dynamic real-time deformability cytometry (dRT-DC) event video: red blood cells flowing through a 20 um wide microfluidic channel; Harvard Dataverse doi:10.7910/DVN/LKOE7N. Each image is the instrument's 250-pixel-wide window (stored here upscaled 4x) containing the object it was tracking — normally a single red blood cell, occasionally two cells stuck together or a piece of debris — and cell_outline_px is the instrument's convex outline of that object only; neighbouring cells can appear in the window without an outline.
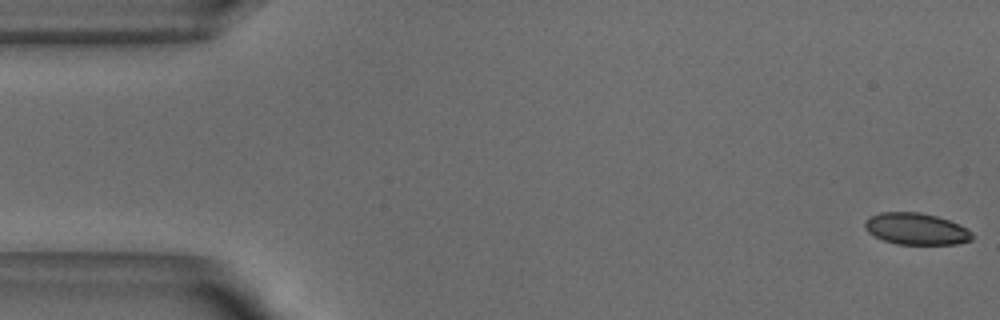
{"species": "common noctule bat (a hibernating species)", "species_latin": "Nyctalus noctula", "temperature_condition": "warm", "stored_images_in_passage": 42, "camera_frame_rate_fps": 3000, "um_per_image_px": 0.085, "animal": {"sex": "male", "body_mass_g": 18.8}, "frame": {"image": 1, "passage_image": 1, "time_ms": 0.0, "image_size_px": [1000, 320], "cell_outline_px": [[972, 240], [956, 244], [896, 244], [884, 240], [868, 232], [864, 228], [864, 220], [868, 216], [880, 212], [920, 212], [936, 216], [948, 220], [968, 228], [972, 232]], "centroid_in_image_um": [77.85, 19.44], "position_along_channel_um": 7.1, "area_um2": 19.88}}
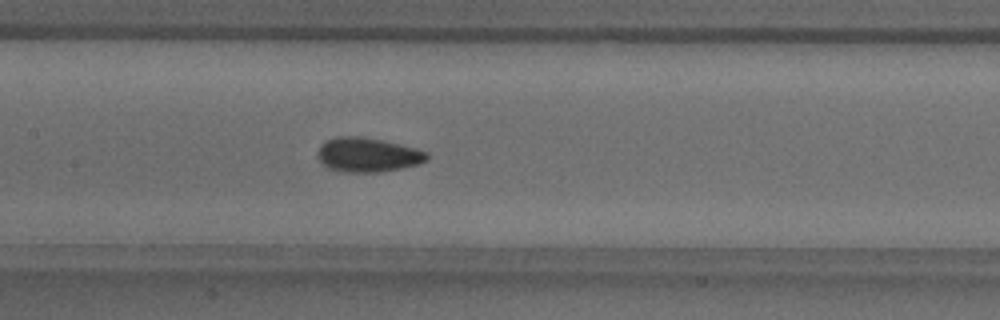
{"frame": {"image": 2, "passage_image": 24, "time_ms": 7.667, "image_size_px": [1000, 320], "cell_outline_px": [[428, 160], [416, 164], [400, 168], [380, 172], [344, 172], [328, 168], [316, 156], [320, 144], [336, 136], [364, 136], [384, 140], [416, 148], [428, 152]], "centroid_in_image_um": [31.24, 13.14], "position_along_channel_um": 176.2, "area_um2": 21.96}}
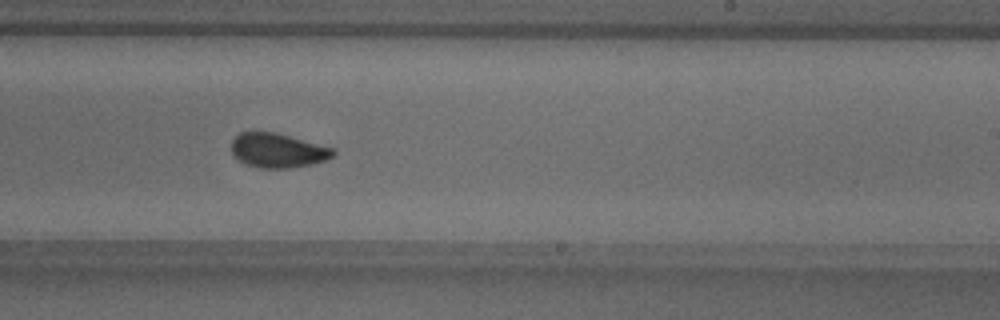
{"frame": {"image": 3, "passage_image": 31, "time_ms": 10.0, "image_size_px": [1000, 320], "cell_outline_px": [[336, 156], [328, 160], [312, 164], [288, 168], [260, 168], [236, 160], [232, 156], [232, 140], [240, 132], [276, 132], [332, 148], [336, 152]], "centroid_in_image_um": [23.61, 12.8], "position_along_channel_um": 265.4, "area_um2": 20.46}, "authors_computed_cell_mechanics": {"area_um2": 21.0392, "velocity_mm_per_s": 3.8422, "shape_relaxation_time_tau1_ms": 6.1675, "shape_relaxation_time_tau2_ms": 0.9405, "deformation_change_tau1": 0.1023, "deformation_change_tau2": 0.0549}}